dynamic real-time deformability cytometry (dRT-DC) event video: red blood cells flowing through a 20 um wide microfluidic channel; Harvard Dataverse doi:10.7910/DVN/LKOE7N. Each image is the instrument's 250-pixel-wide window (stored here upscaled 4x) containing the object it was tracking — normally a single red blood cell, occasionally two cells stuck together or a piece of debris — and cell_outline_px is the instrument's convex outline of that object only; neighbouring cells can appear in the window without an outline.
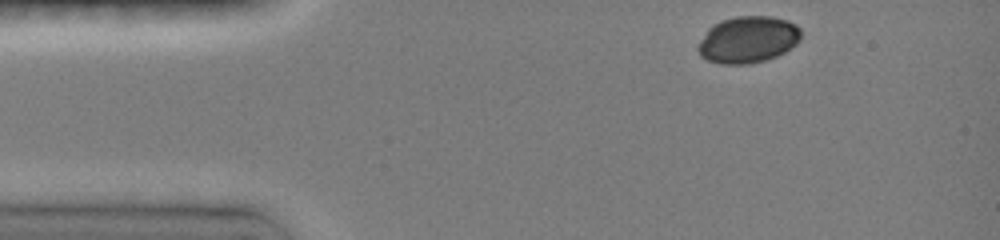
{"species": "common noctule bat (a hibernating species)", "species_latin": "Nyctalus noctula", "temperature_condition": "room temperature", "stored_images_in_passage": 26, "camera_frame_rate_fps": 3000, "um_per_image_px": 0.085, "animal": {"sex": "female", "body_mass_g": 19.0, "forearm_length_mm": 51.5}, "frame": {"image": 1, "passage_image": 1, "time_ms": 0.0, "image_size_px": [1000, 240], "cell_outline_px": [[800, 40], [796, 44], [784, 52], [776, 56], [764, 60], [748, 64], [720, 64], [708, 60], [700, 56], [696, 48], [700, 40], [708, 28], [712, 24], [720, 20], [736, 16], [772, 16], [788, 20], [796, 24], [800, 28]], "centroid_in_image_um": [63.56, 3.35], "position_along_channel_um": 21.4, "area_um2": 28.26}}
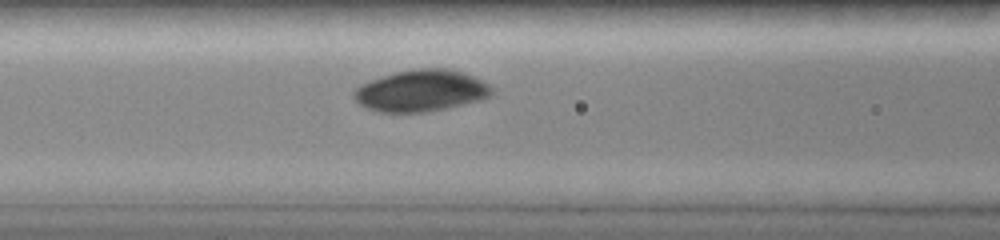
{"frame": {"image": 2, "passage_image": 9, "time_ms": 4.333, "image_size_px": [1000, 240], "cell_outline_px": [[492, 92], [488, 96], [480, 100], [448, 108], [424, 112], [376, 112], [360, 104], [352, 96], [352, 92], [360, 84], [396, 72], [420, 68], [448, 68], [472, 76], [488, 84], [492, 88]], "centroid_in_image_um": [35.76, 7.72], "position_along_channel_um": 130.8, "area_um2": 33.12}}
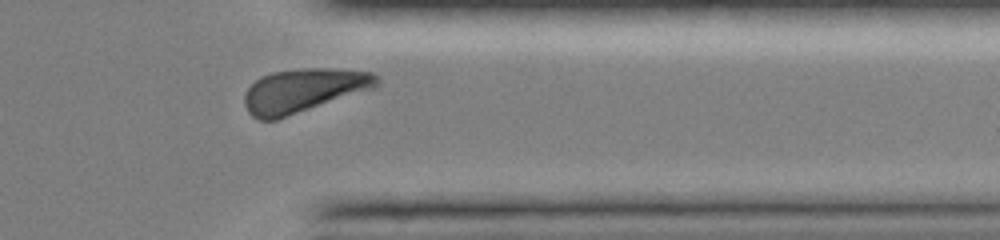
{"frame": {"image": 3, "passage_image": 24, "time_ms": 10.667, "image_size_px": [1000, 240], "cell_outline_px": [[380, 84], [376, 88], [276, 120], [260, 120], [252, 116], [248, 112], [244, 104], [244, 96], [248, 88], [260, 76], [272, 72], [304, 68], [336, 68], [372, 72], [380, 76]], "centroid_in_image_um": [25.85, 7.68], "position_along_channel_um": 385.6, "area_um2": 34.16}}